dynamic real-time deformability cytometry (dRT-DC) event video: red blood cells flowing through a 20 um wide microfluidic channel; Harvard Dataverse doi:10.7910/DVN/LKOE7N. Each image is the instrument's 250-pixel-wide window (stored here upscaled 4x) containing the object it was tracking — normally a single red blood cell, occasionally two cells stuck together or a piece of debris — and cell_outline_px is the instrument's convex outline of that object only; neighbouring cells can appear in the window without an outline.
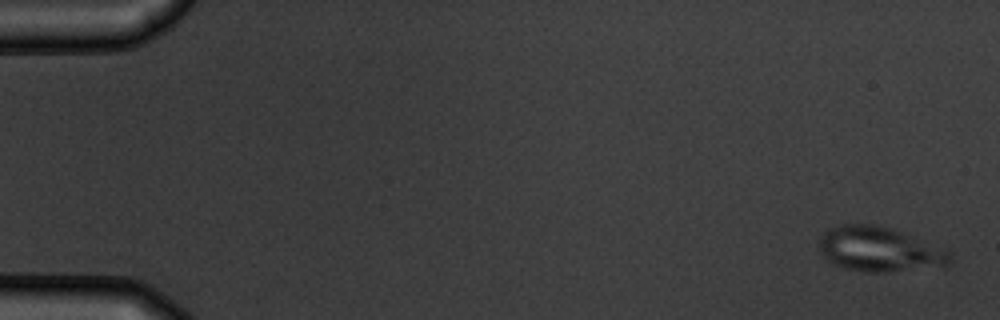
{"species": "common noctule bat (a hibernating species)", "species_latin": "Nyctalus noctula", "temperature_condition": "warm", "stored_images_in_passage": 6, "camera_frame_rate_fps": 3000, "um_per_image_px": 0.085, "animal": {"sex": "male", "body_mass_g": 19.5, "forearm_length_mm": 54.6}, "frame": {"image": 1, "passage_image": 1, "time_ms": 0.0, "image_size_px": [1000, 320], "cell_outline_px": [[952, 260], [944, 264], [884, 272], [868, 272], [844, 268], [832, 264], [824, 256], [820, 248], [820, 236], [828, 228], [840, 224], [876, 224], [892, 228], [948, 248], [952, 252]], "centroid_in_image_um": [74.74, 21.15], "position_along_channel_um": 10.3, "area_um2": 34.04}}